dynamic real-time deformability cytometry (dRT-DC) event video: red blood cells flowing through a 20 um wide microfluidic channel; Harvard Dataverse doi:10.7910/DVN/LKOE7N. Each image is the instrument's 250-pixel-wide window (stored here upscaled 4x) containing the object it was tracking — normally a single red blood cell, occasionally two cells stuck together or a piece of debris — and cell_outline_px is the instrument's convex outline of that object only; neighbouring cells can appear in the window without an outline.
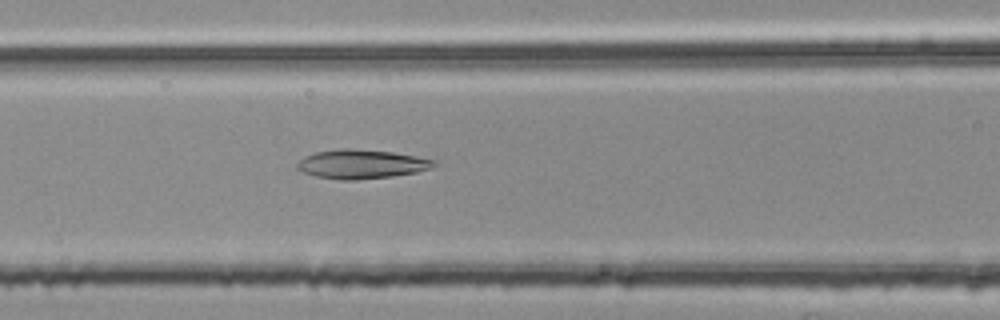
{"species": "common noctule bat (a hibernating species)", "species_latin": "Nyctalus noctula", "temperature_condition": "room temperature", "stored_images_in_passage": 46, "camera_frame_rate_fps": 3000, "um_per_image_px": 0.085, "animal": {"sex": "female", "body_mass_g": 25.1}, "frame": {"image": 1, "passage_image": 15, "time_ms": 4.667, "image_size_px": [1000, 320], "cell_outline_px": [[436, 164], [432, 168], [416, 172], [392, 176], [356, 180], [340, 180], [316, 176], [304, 172], [296, 168], [296, 164], [304, 156], [316, 152], [340, 148], [352, 148], [392, 152], [416, 156], [436, 160]], "centroid_in_image_um": [30.72, 13.94], "position_along_channel_um": 135.9, "area_um2": 23.18}}
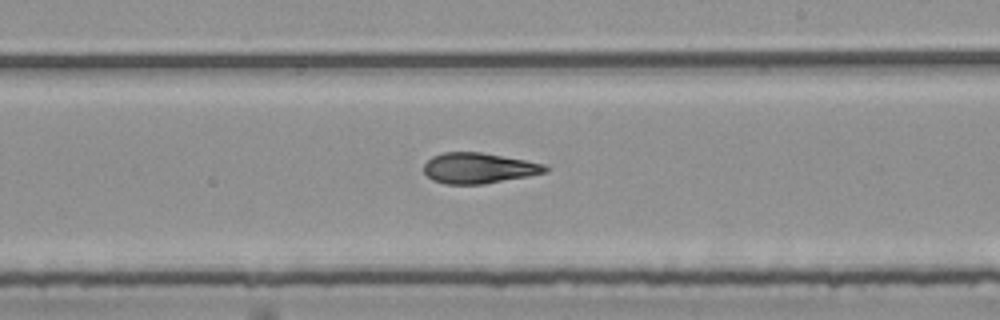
{"frame": {"image": 2, "passage_image": 24, "time_ms": 7.667, "image_size_px": [1000, 320], "cell_outline_px": [[552, 168], [548, 172], [528, 176], [484, 184], [444, 184], [432, 180], [424, 172], [424, 164], [432, 156], [444, 152], [480, 152], [524, 160], [544, 164]], "centroid_in_image_um": [40.7, 14.29], "position_along_channel_um": 248.3, "area_um2": 21.68}}
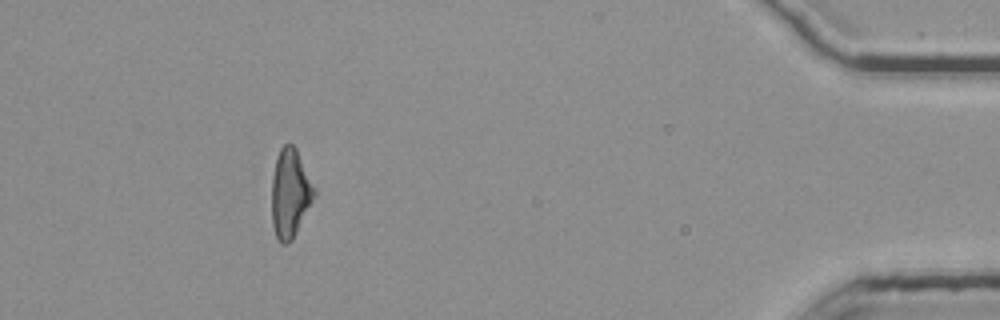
{"frame": {"image": 3, "passage_image": 42, "time_ms": 13.667, "image_size_px": [1000, 320], "cell_outline_px": [[316, 196], [292, 240], [288, 244], [284, 244], [276, 236], [272, 224], [272, 176], [276, 156], [280, 148], [284, 144], [292, 144], [296, 148], [316, 188]], "centroid_in_image_um": [24.67, 16.41], "position_along_channel_um": 410.5, "area_um2": 22.14}, "authors_computed_cell_mechanics": {"area_um2": 22.1085, "velocity_mm_per_s": 3.7571, "shape_relaxation_time_tau1_ms": null, "shape_relaxation_time_tau2_ms": 3.2762, "deformation_change_tau1": null, "deformation_change_tau2": 0.1248}}